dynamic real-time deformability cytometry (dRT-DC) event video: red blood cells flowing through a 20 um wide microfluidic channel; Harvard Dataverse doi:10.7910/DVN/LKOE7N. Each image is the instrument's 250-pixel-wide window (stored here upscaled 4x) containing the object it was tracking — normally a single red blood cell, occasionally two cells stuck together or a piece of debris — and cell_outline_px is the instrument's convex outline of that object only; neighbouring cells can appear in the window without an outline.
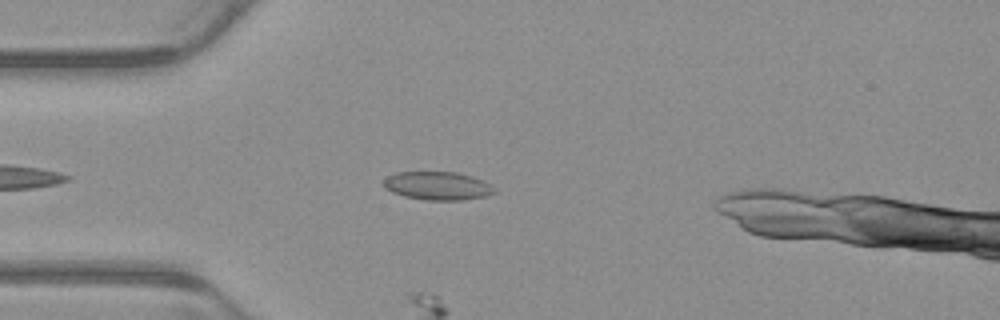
{"species": "common noctule bat (a hibernating species)", "species_latin": "Nyctalus noctula", "temperature_condition": "warm", "stored_images_in_passage": 9, "camera_frame_rate_fps": 3000, "um_per_image_px": 0.085, "animal": {"sex": "male", "body_mass_g": 23.1, "forearm_length_mm": 52.7}, "frame": {"image": 1, "passage_image": 4, "time_ms": 1.0, "image_size_px": [1000, 320], "cell_outline_px": [[496, 192], [488, 196], [460, 200], [424, 200], [404, 196], [392, 192], [384, 188], [384, 180], [388, 176], [396, 172], [456, 172], [472, 176], [492, 184], [496, 188]], "centroid_in_image_um": [37.23, 15.8], "position_along_channel_um": 47.8, "area_um2": 18.44}}